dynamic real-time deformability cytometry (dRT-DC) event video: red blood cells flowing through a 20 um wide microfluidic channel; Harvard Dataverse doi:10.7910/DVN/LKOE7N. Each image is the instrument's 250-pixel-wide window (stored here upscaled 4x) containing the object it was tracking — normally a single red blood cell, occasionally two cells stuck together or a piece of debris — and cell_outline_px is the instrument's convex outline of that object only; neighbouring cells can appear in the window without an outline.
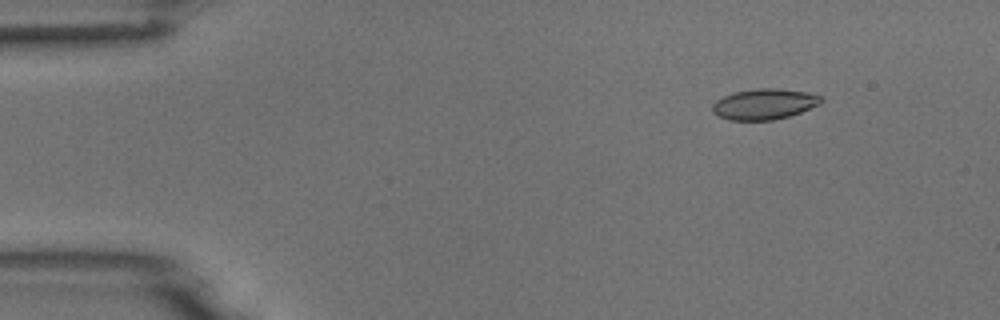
{"species": "common noctule bat (a hibernating species)", "species_latin": "Nyctalus noctula", "temperature_condition": "room temperature", "stored_images_in_passage": 7, "camera_frame_rate_fps": 3000, "um_per_image_px": 0.085, "animal": {"sex": "male", "body_mass_g": 18.8}, "frame": {"image": 1, "passage_image": 2, "time_ms": 1.333, "image_size_px": [1000, 320], "cell_outline_px": [[824, 100], [820, 104], [800, 112], [788, 116], [772, 120], [728, 120], [712, 112], [712, 104], [716, 100], [732, 92], [756, 88], [780, 88], [808, 92], [824, 96]], "centroid_in_image_um": [64.98, 8.83], "position_along_channel_um": 20.0, "area_um2": 19.65}}
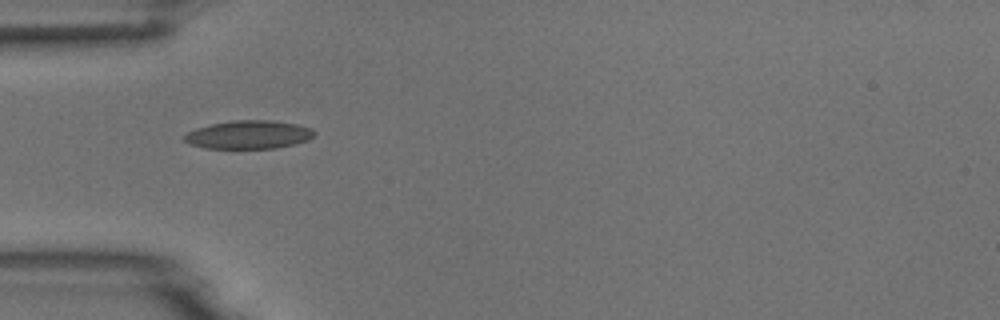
{"frame": {"image": 2, "passage_image": 5, "time_ms": 4.667, "image_size_px": [1000, 320], "cell_outline_px": [[316, 132], [308, 140], [296, 144], [276, 148], [208, 148], [192, 144], [184, 140], [184, 136], [188, 132], [196, 128], [212, 124], [232, 120], [272, 120], [296, 124], [312, 128]], "centroid_in_image_um": [21.18, 11.44], "position_along_channel_um": 63.8, "area_um2": 21.33}}
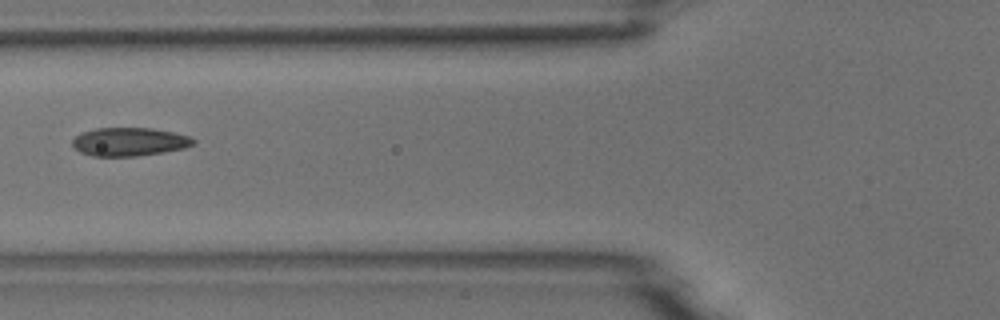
{"frame": {"image": 3, "passage_image": 6, "time_ms": 6.0, "image_size_px": [1000, 320], "cell_outline_px": [[196, 144], [184, 148], [164, 152], [136, 156], [92, 156], [80, 152], [72, 144], [72, 140], [76, 136], [84, 132], [96, 128], [152, 128], [172, 132], [188, 136], [196, 140]], "centroid_in_image_um": [11.01, 12.05], "position_along_channel_um": 114.8, "area_um2": 19.94}}